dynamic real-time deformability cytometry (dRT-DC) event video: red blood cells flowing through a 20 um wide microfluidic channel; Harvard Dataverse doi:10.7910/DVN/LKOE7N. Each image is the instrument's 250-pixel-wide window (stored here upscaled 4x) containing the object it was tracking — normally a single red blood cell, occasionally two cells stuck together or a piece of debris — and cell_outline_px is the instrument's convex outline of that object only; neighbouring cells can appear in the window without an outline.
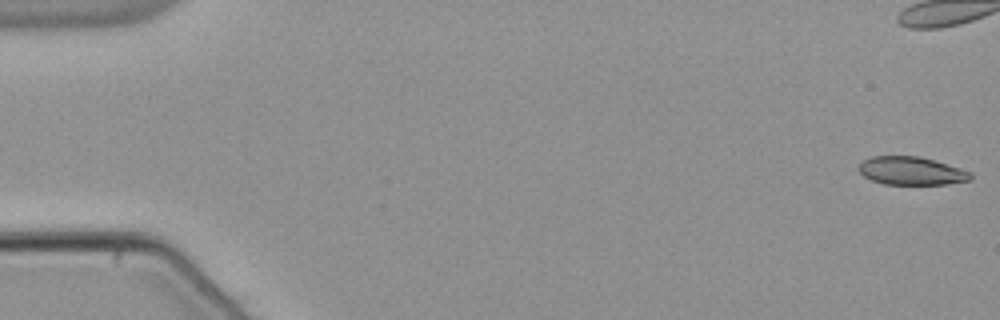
{"species": "common noctule bat (a hibernating species)", "species_latin": "Nyctalus noctula", "temperature_condition": "warm", "stored_images_in_passage": 55, "camera_frame_rate_fps": 3000, "um_per_image_px": 0.085, "animal": {"sex": "male", "body_mass_g": 21.5, "forearm_length_mm": 52.0}, "frame": {"image": 1, "passage_image": 1, "time_ms": 0.0, "image_size_px": [1000, 320], "cell_outline_px": [[972, 180], [944, 184], [884, 184], [872, 180], [864, 176], [860, 172], [860, 164], [864, 160], [872, 156], [920, 156], [960, 168], [972, 172]], "centroid_in_image_um": [77.49, 14.52], "position_along_channel_um": 7.5, "area_um2": 18.21}, "authors_computed_cell_mechanics": {"area_um2": 20.1144, "velocity_mm_per_s": 3.8027, "shape_relaxation_time_tau1_ms": null, "shape_relaxation_time_tau2_ms": 3.7313, "deformation_change_tau1": null, "deformation_change_tau2": 0.0939}}